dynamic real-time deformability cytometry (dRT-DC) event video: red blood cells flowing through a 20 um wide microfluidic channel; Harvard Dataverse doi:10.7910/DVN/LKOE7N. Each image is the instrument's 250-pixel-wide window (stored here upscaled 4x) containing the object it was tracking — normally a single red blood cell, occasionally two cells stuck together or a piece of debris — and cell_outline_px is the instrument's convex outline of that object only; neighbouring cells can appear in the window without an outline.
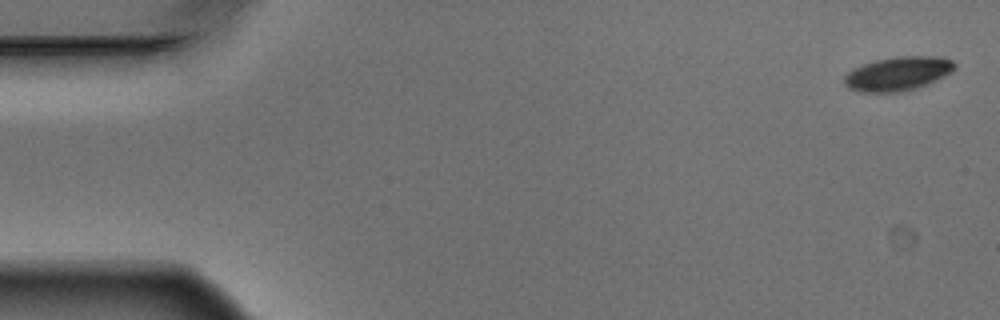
{"species": "Egyptian fruit bat (a non-hibernating species)", "species_latin": "Rousettus aegyptiacus", "temperature_condition": "warm", "stored_images_in_passage": 5, "camera_frame_rate_fps": 3000, "um_per_image_px": 0.085, "animal": {"sex": "male"}, "frame": {"image": 1, "passage_image": 1, "time_ms": 0.0, "image_size_px": [1000, 320], "cell_outline_px": [[956, 68], [952, 72], [944, 76], [916, 88], [900, 92], [864, 92], [848, 88], [844, 84], [844, 76], [852, 68], [876, 60], [896, 56], [936, 56], [952, 60], [956, 64]], "centroid_in_image_um": [76.32, 6.25], "position_along_channel_um": 8.7, "area_um2": 21.79}}
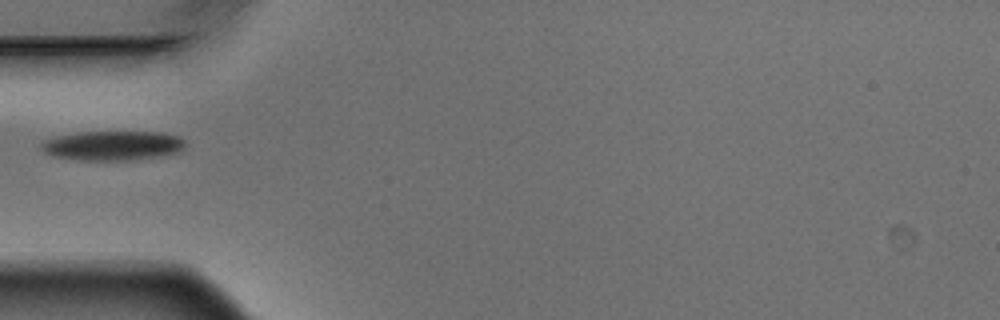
{"frame": {"image": 2, "passage_image": 5, "time_ms": 1.333, "image_size_px": [1000, 320], "cell_outline_px": [[184, 152], [164, 156], [132, 160], [76, 160], [56, 156], [44, 152], [40, 148], [40, 144], [44, 140], [56, 136], [80, 132], [160, 132], [180, 136], [184, 140]], "centroid_in_image_um": [9.63, 12.38], "position_along_channel_um": 75.4, "area_um2": 25.09}}